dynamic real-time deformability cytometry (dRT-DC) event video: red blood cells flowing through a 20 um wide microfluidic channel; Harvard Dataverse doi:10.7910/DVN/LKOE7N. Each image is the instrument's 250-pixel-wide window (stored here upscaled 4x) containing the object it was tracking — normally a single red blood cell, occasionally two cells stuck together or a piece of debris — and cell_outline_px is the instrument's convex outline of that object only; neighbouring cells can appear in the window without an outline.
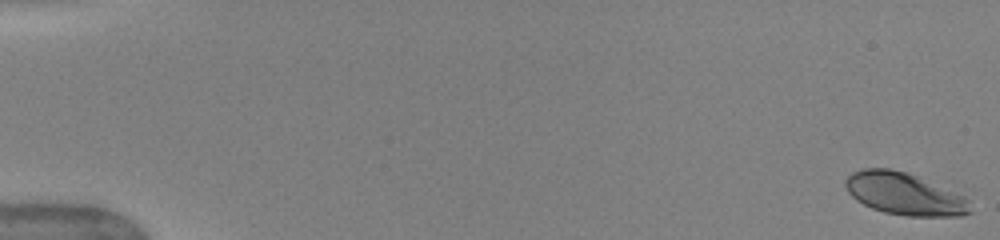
{"species": "human", "species_latin": "Homo sapiens", "temperature_condition": "warm", "stored_images_in_passage": 30, "camera_frame_rate_fps": 3000, "um_per_image_px": 0.085, "donor": {"sex": "female"}, "frame": {"image": 1, "passage_image": 1, "time_ms": 0.0, "image_size_px": [1000, 240], "cell_outline_px": [[972, 212], [960, 216], [908, 216], [884, 212], [872, 208], [856, 200], [848, 192], [844, 184], [844, 180], [852, 172], [864, 168], [888, 168], [908, 172], [964, 196], [968, 200]], "centroid_in_image_um": [76.85, 16.47], "position_along_channel_um": 8.1, "area_um2": 30.63}}
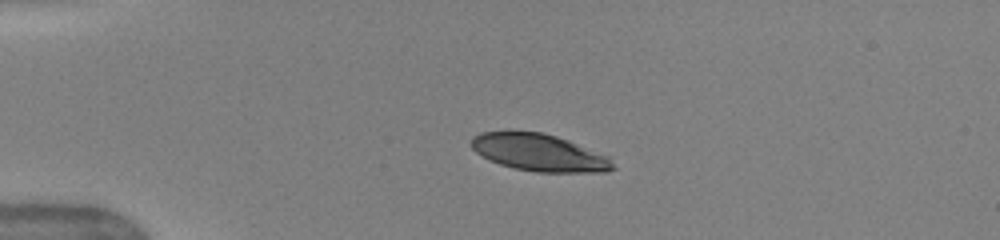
{"frame": {"image": 2, "passage_image": 5, "time_ms": 4.0, "image_size_px": [1000, 240], "cell_outline_px": [[616, 168], [604, 172], [536, 172], [512, 168], [488, 160], [476, 152], [468, 144], [472, 136], [480, 132], [508, 128], [512, 128], [540, 132], [556, 136], [568, 140], [608, 156]], "centroid_in_image_um": [45.72, 12.92], "position_along_channel_um": 39.3, "area_um2": 31.56}}
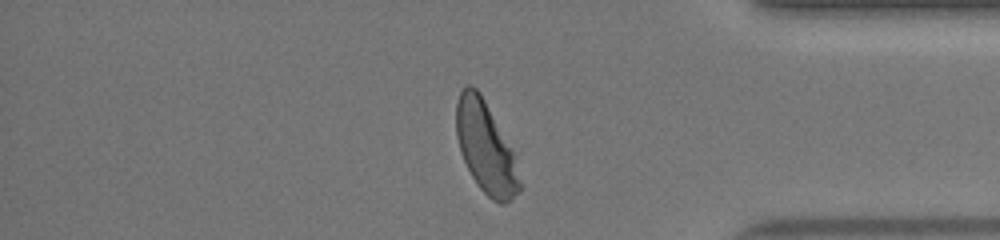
{"frame": {"image": 3, "passage_image": 25, "time_ms": 14.333, "image_size_px": [1000, 240], "cell_outline_px": [[520, 188], [512, 200], [504, 204], [500, 204], [492, 200], [480, 188], [472, 176], [460, 152], [456, 136], [456, 104], [460, 92], [464, 84], [468, 84], [476, 88], [480, 92], [512, 148], [516, 156], [520, 180]], "centroid_in_image_um": [41.29, 12.53], "position_along_channel_um": 393.9, "area_um2": 33.81}, "authors_computed_cell_mechanics": {"area_um2": 34.3043, "velocity_mm_per_s": 4.0177, "shape_relaxation_time_tau1_ms": 3.0068, "shape_relaxation_time_tau2_ms": null, "deformation_change_tau1": 0.1671, "deformation_change_tau2": null}}